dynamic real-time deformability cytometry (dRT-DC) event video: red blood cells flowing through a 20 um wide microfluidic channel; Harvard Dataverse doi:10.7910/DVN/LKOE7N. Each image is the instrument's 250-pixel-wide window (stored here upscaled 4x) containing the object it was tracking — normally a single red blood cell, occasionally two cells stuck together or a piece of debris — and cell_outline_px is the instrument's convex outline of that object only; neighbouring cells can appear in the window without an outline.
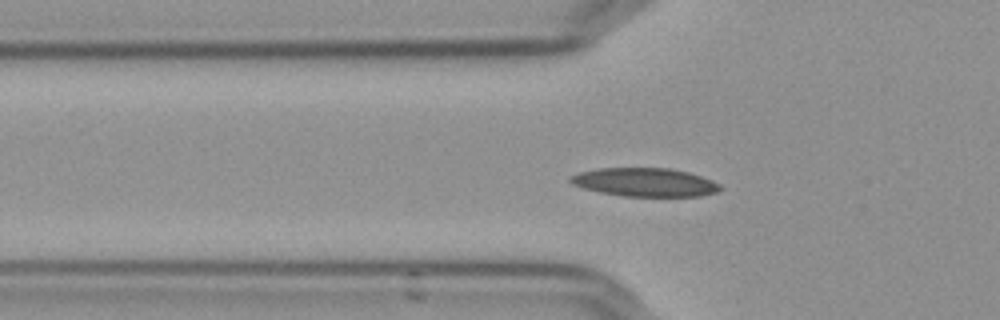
{"species": "Egyptian fruit bat (a non-hibernating species)", "species_latin": "Rousettus aegyptiacus", "temperature_condition": "cold", "stored_images_in_passage": 57, "camera_frame_rate_fps": 3000, "um_per_image_px": 0.085, "frame": {"image": 1, "passage_image": 19, "time_ms": 6.0, "image_size_px": [1000, 320], "cell_outline_px": [[724, 188], [716, 192], [700, 196], [624, 196], [600, 192], [584, 188], [572, 184], [568, 180], [568, 176], [580, 172], [600, 168], [668, 168], [688, 172], [712, 180], [720, 184]], "centroid_in_image_um": [54.81, 15.49], "position_along_channel_um": 71.0, "area_um2": 24.85}}
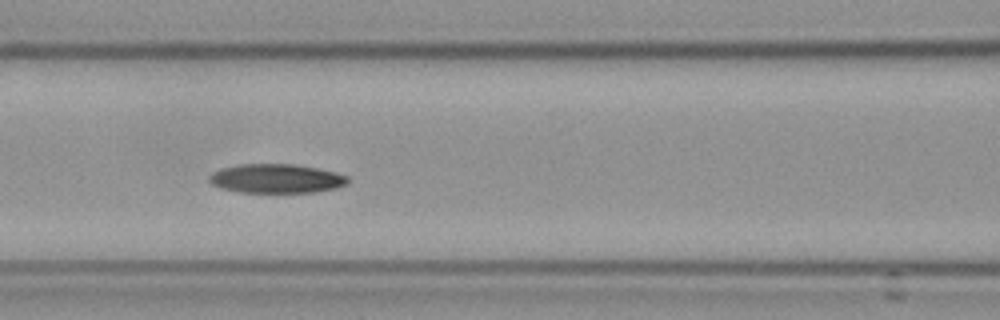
{"frame": {"image": 2, "passage_image": 25, "time_ms": 8.0, "image_size_px": [1000, 320], "cell_outline_px": [[348, 184], [336, 188], [312, 192], [240, 192], [220, 188], [212, 184], [208, 180], [208, 176], [212, 172], [220, 168], [240, 164], [292, 164], [316, 168], [336, 172], [348, 176]], "centroid_in_image_um": [23.46, 15.17], "position_along_channel_um": 143.1, "area_um2": 23.52}}
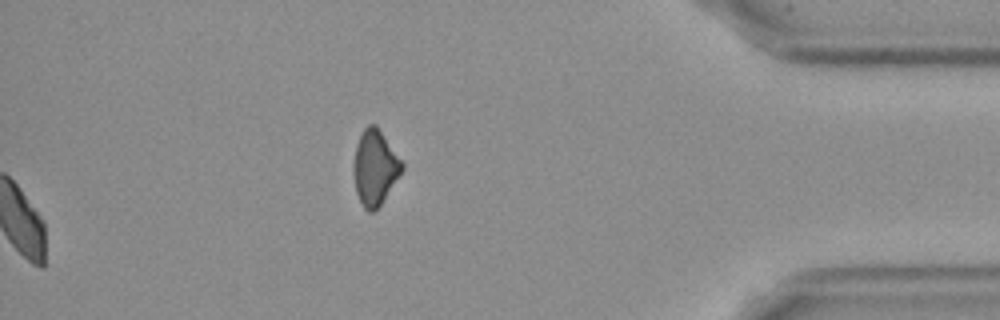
{"frame": {"image": 3, "passage_image": 57, "time_ms": 18.667, "image_size_px": [1000, 320], "cell_outline_px": [[404, 168], [380, 204], [372, 212], [368, 212], [364, 208], [356, 192], [352, 172], [352, 164], [356, 144], [364, 128], [368, 124], [376, 124], [404, 164]], "centroid_in_image_um": [31.83, 14.22], "position_along_channel_um": 403.4, "area_um2": 21.04}, "authors_computed_cell_mechanics": {"area_um2": 23.4668, "velocity_mm_per_s": 3.5977, "shape_relaxation_time_tau1_ms": 9.6793, "shape_relaxation_time_tau2_ms": 8.0912, "deformation_change_tau1": 0.1801, "deformation_change_tau2": 0.0858}}